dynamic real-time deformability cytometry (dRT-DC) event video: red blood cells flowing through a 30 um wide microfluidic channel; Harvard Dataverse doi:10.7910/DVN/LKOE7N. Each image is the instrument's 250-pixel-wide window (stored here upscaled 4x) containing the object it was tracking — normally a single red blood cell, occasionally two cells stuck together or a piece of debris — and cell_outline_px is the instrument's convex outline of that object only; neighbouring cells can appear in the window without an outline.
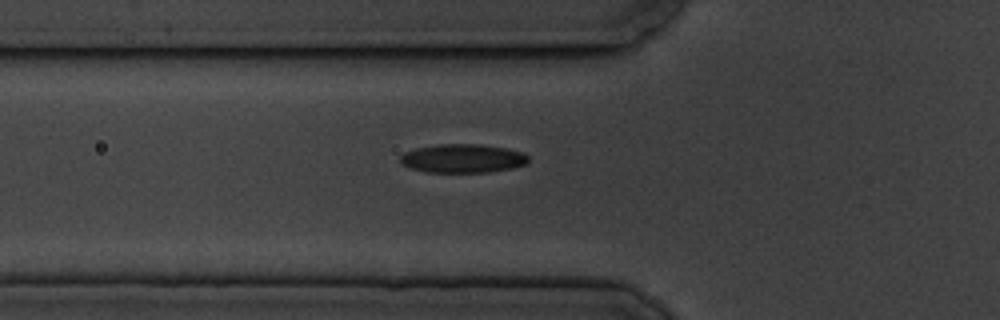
{"species": "common noctule bat (a hibernating species)", "species_latin": "Nyctalus noctula", "temperature_condition": "cold", "stored_images_in_passage": 6, "camera_frame_rate_fps": 3000, "um_per_image_px": 0.085, "animal": {"sex": "male", "body_mass_g": 19.5, "forearm_length_mm": 54.6}, "frame": {"image": 1, "passage_image": 6, "time_ms": 5.667, "image_size_px": [1000, 320], "cell_outline_px": [[528, 160], [524, 164], [512, 168], [488, 172], [424, 172], [408, 168], [400, 164], [400, 156], [404, 152], [416, 148], [440, 144], [480, 144], [504, 148], [524, 152], [528, 156]], "centroid_in_image_um": [39.28, 13.47], "position_along_channel_um": 86.5, "area_um2": 21.5}}